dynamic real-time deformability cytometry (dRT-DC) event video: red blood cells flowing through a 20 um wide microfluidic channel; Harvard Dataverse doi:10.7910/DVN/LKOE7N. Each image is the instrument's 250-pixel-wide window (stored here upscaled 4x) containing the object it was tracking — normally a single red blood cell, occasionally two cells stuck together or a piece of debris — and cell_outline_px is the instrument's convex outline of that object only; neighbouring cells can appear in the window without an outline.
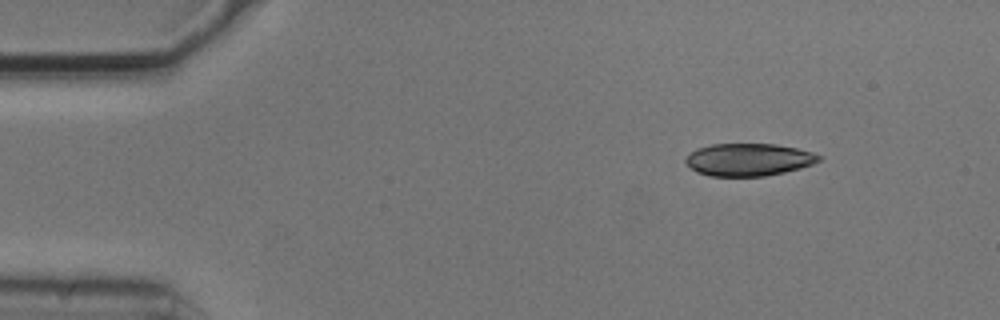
{"species": "common noctule bat (a hibernating species)", "species_latin": "Nyctalus noctula", "temperature_condition": "cold", "stored_images_in_passage": 3, "camera_frame_rate_fps": 3000, "um_per_image_px": 0.085, "animal": {"sex": "male", "body_mass_g": 20.5, "forearm_length_mm": 52.5}, "frame": {"image": 1, "passage_image": 1, "time_ms": 0.0, "image_size_px": [1000, 320], "cell_outline_px": [[824, 156], [820, 160], [812, 164], [800, 168], [784, 172], [764, 176], [708, 176], [696, 172], [684, 160], [692, 152], [700, 148], [712, 144], [776, 144], [796, 148], [812, 152]], "centroid_in_image_um": [63.67, 13.57], "position_along_channel_um": 21.3, "area_um2": 25.09}}